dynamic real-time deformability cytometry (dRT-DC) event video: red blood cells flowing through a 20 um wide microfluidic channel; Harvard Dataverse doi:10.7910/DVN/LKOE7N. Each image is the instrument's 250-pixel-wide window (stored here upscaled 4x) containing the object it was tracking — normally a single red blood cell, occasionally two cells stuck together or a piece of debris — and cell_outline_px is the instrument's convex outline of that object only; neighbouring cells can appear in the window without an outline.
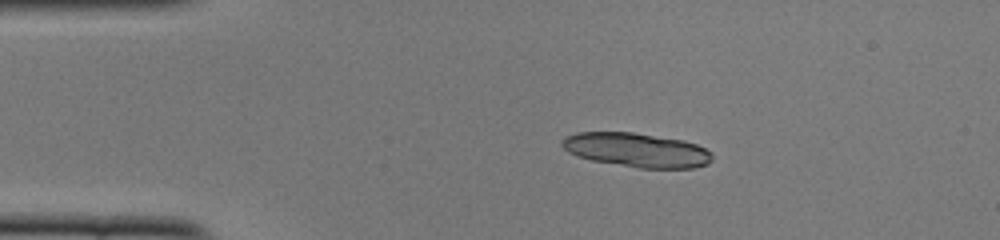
{"species": "common noctule bat (a hibernating species)", "species_latin": "Nyctalus noctula", "temperature_condition": "cold", "stored_images_in_passage": 43, "segment_of_instrument_passage": [1, 2], "camera_frame_rate_fps": 3000, "um_per_image_px": 0.085, "animal": {"sex": "female", "body_mass_g": 22.0, "forearm_length_mm": 56.7}, "frame": {"image": 1, "passage_image": 9, "time_ms": 2.667, "image_size_px": [1000, 240], "cell_outline_px": [[712, 160], [708, 164], [692, 168], [640, 168], [592, 160], [568, 152], [560, 144], [560, 140], [564, 136], [576, 132], [632, 132], [684, 140], [696, 144], [712, 152]], "centroid_in_image_um": [54.11, 12.74], "position_along_channel_um": 30.9, "area_um2": 29.94}}